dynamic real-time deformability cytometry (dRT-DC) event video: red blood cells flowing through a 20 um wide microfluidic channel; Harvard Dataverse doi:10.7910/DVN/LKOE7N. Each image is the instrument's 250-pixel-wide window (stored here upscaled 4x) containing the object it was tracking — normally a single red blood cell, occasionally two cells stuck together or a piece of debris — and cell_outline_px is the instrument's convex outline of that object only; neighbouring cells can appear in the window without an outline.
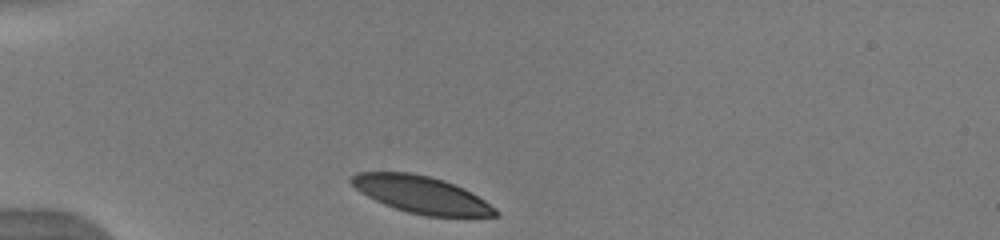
{"species": "human", "species_latin": "Homo sapiens", "temperature_condition": "warm", "stored_images_in_passage": 35, "camera_frame_rate_fps": 3000, "um_per_image_px": 0.085, "donor": {"sex": "male"}, "frame": {"image": 1, "passage_image": 1, "time_ms": 0.0, "image_size_px": [1000, 240], "cell_outline_px": [[500, 216], [424, 216], [408, 212], [384, 204], [368, 196], [356, 188], [348, 180], [356, 172], [408, 172], [428, 176], [444, 180], [464, 188], [472, 192], [496, 208], [500, 212]], "centroid_in_image_um": [35.84, 16.54], "position_along_channel_um": 49.2, "area_um2": 30.98}}
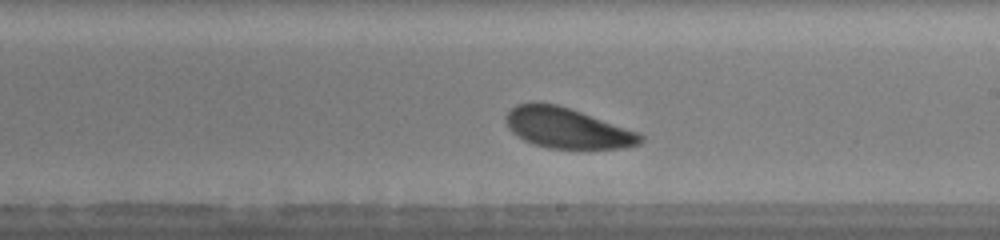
{"frame": {"image": 2, "passage_image": 18, "time_ms": 5.667, "image_size_px": [1000, 240], "cell_outline_px": [[644, 140], [640, 144], [624, 148], [548, 148], [532, 144], [524, 140], [512, 132], [508, 128], [504, 116], [516, 104], [540, 100], [556, 104], [580, 112], [636, 132], [644, 136]], "centroid_in_image_um": [48.13, 10.87], "position_along_channel_um": 240.9, "area_um2": 31.56}}
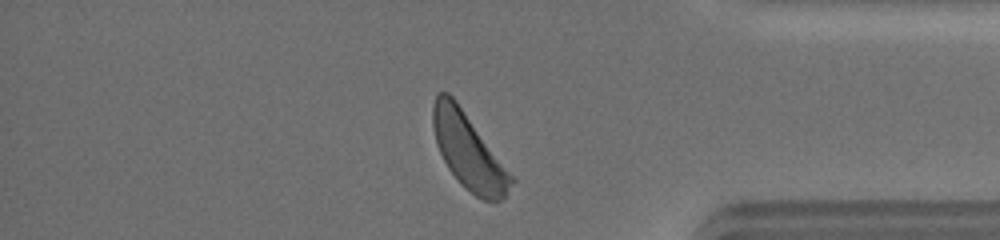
{"frame": {"image": 3, "passage_image": 31, "time_ms": 10.0, "image_size_px": [1000, 240], "cell_outline_px": [[516, 180], [504, 196], [500, 200], [484, 200], [476, 196], [460, 184], [448, 168], [436, 144], [432, 124], [432, 104], [436, 96], [440, 92], [448, 92], [456, 100]], "centroid_in_image_um": [39.8, 12.85], "position_along_channel_um": 395.4, "area_um2": 34.04}, "authors_computed_cell_mechanics": {"area_um2": 33.1772, "velocity_mm_per_s": 3.9004, "shape_relaxation_time_tau1_ms": 2.1251, "shape_relaxation_time_tau2_ms": null, "deformation_change_tau1": 0.1441, "deformation_change_tau2": null}}